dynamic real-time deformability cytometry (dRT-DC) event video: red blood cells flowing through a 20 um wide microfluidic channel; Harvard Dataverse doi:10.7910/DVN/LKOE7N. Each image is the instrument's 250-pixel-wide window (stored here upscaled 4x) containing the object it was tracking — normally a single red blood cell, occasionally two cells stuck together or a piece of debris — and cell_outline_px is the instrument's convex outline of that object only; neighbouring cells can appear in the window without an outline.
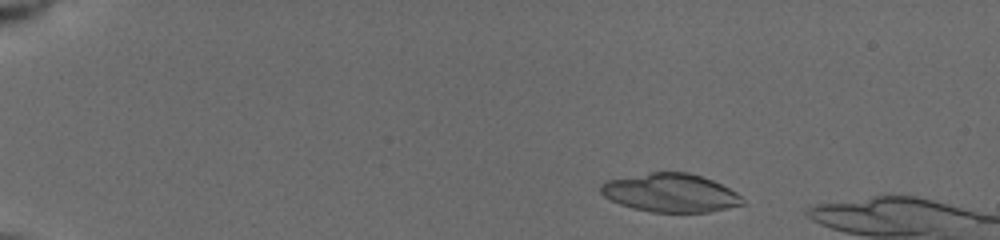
{"species": "common noctule bat (a hibernating species)", "species_latin": "Nyctalus noctula", "temperature_condition": "cold", "stored_images_in_passage": 11, "camera_frame_rate_fps": 3000, "um_per_image_px": 0.085, "animal": {"sex": "female", "body_mass_g": 19.5, "forearm_length_mm": 54.1}, "frame": {"image": 1, "passage_image": 1, "time_ms": 0.0, "image_size_px": [1000, 240], "cell_outline_px": [[748, 204], [708, 212], [652, 212], [632, 208], [620, 204], [604, 196], [600, 192], [600, 184], [604, 180], [652, 172], [688, 172], [712, 180], [736, 192]], "centroid_in_image_um": [56.98, 16.39], "position_along_channel_um": 28.0, "area_um2": 31.85}}